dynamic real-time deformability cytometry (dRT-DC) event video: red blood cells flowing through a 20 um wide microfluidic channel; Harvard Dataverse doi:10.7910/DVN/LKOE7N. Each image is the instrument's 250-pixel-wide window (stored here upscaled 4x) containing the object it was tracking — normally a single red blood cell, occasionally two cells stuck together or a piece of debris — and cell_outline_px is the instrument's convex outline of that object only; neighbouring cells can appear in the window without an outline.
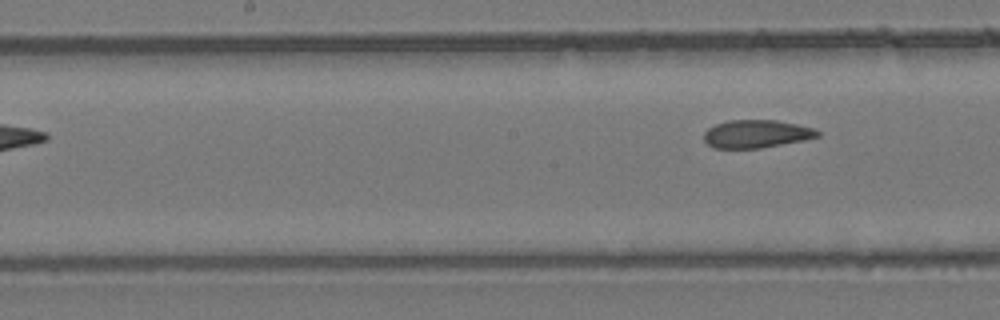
{"species": "common noctule bat (a hibernating species)", "species_latin": "Nyctalus noctula", "temperature_condition": "room temperature", "stored_images_in_passage": 6, "camera_frame_rate_fps": 3000, "um_per_image_px": 0.085, "animal": {"sex": "female", "body_mass_g": 24.6, "forearm_length_mm": 56.2}, "frame": {"image": 1, "passage_image": 6, "time_ms": 6.667, "image_size_px": [1000, 320], "cell_outline_px": [[820, 136], [804, 140], [760, 148], [712, 148], [704, 140], [704, 132], [708, 128], [716, 124], [728, 120], [776, 120], [796, 124], [812, 128], [820, 132]], "centroid_in_image_um": [64.27, 11.38], "position_along_channel_um": 183.9, "area_um2": 18.44}}